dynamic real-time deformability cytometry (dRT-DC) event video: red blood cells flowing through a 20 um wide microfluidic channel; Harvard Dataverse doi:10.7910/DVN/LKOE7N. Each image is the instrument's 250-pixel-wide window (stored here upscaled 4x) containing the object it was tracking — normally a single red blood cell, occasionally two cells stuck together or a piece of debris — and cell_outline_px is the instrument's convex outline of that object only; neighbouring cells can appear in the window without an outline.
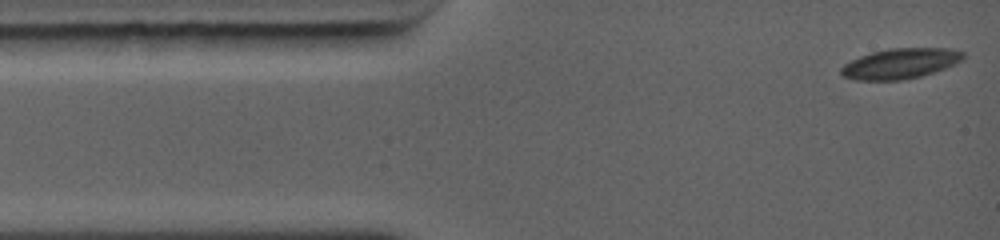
{"species": "common noctule bat (a hibernating species)", "species_latin": "Nyctalus noctula", "temperature_condition": "warm", "stored_images_in_passage": 45, "camera_frame_rate_fps": 5000, "um_per_image_px": 0.085, "animal": {"sex": "female", "body_mass_g": 19.0, "forearm_length_mm": 56.7}, "frame": {"image": 1, "passage_image": 1, "time_ms": 0.0, "image_size_px": [1000, 240], "cell_outline_px": [[964, 60], [956, 64], [920, 76], [904, 80], [852, 80], [844, 76], [840, 72], [840, 68], [844, 64], [860, 56], [872, 52], [888, 48], [948, 48], [964, 52]], "centroid_in_image_um": [76.53, 5.4], "position_along_channel_um": 8.5, "area_um2": 21.62}}
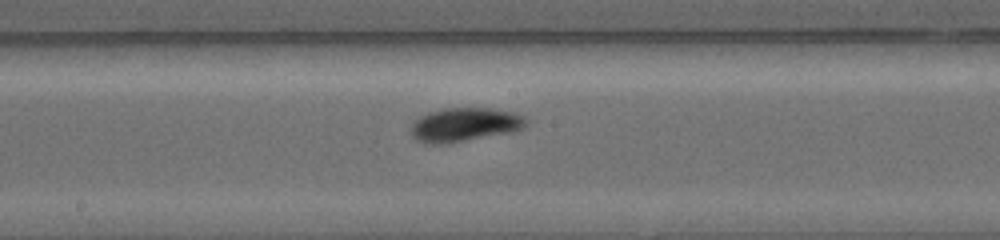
{"frame": {"image": 2, "passage_image": 24, "time_ms": 6.0, "image_size_px": [1000, 240], "cell_outline_px": [[528, 124], [520, 128], [468, 136], [420, 136], [412, 128], [412, 124], [416, 116], [424, 112], [440, 108], [496, 108], [520, 112], [528, 116]], "centroid_in_image_um": [39.71, 10.34], "position_along_channel_um": 208.5, "area_um2": 19.54}}
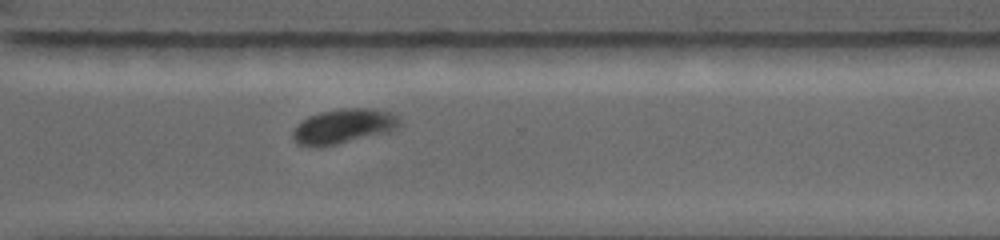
{"frame": {"image": 3, "passage_image": 44, "time_ms": 9.0, "image_size_px": [1000, 240], "cell_outline_px": [[404, 124], [396, 128], [332, 144], [304, 144], [296, 140], [292, 132], [296, 124], [300, 120], [308, 116], [320, 112], [344, 108], [372, 108], [392, 112], [400, 116], [404, 120]], "centroid_in_image_um": [29.27, 10.64], "position_along_channel_um": 341.3, "area_um2": 20.69}}